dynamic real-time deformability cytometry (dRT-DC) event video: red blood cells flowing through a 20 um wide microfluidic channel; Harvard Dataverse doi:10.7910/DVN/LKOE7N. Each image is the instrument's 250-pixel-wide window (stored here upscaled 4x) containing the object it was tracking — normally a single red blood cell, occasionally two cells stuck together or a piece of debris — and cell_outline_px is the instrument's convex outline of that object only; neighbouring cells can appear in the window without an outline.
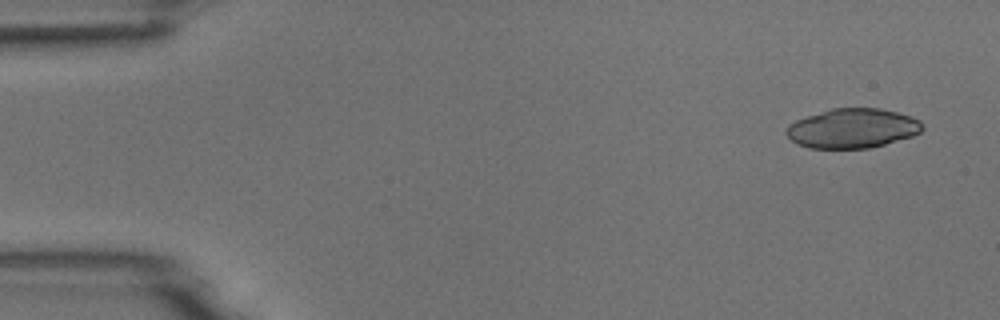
{"species": "common noctule bat (a hibernating species)", "species_latin": "Nyctalus noctula", "temperature_condition": "room temperature", "stored_images_in_passage": 7, "camera_frame_rate_fps": 3000, "um_per_image_px": 0.085, "animal": {"sex": "male", "body_mass_g": 18.8}, "frame": {"image": 1, "passage_image": 1, "time_ms": 0.0, "image_size_px": [1000, 320], "cell_outline_px": [[924, 128], [920, 132], [912, 136], [884, 144], [868, 148], [808, 148], [792, 140], [784, 132], [788, 124], [796, 120], [832, 108], [880, 108], [896, 112], [920, 120]], "centroid_in_image_um": [72.45, 10.91], "position_along_channel_um": 12.5, "area_um2": 31.1}}